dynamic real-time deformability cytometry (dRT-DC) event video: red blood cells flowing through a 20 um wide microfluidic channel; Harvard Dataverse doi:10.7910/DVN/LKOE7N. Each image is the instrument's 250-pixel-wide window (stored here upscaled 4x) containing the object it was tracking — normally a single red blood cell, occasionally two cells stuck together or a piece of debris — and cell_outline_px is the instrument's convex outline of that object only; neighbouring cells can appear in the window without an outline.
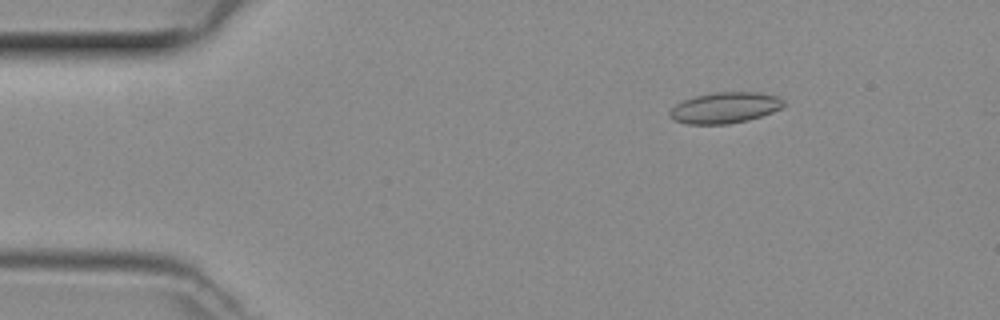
{"species": "common noctule bat (a hibernating species)", "species_latin": "Nyctalus noctula", "temperature_condition": "room temperature", "stored_images_in_passage": 45, "camera_frame_rate_fps": 3000, "um_per_image_px": 0.085, "animal": {"sex": "female", "body_mass_g": 29.2, "forearm_length_mm": 56.3}, "frame": {"image": 1, "passage_image": 7, "time_ms": 2.0, "image_size_px": [1000, 320], "cell_outline_px": [[784, 104], [780, 108], [772, 112], [748, 120], [728, 124], [688, 124], [672, 120], [668, 116], [668, 112], [676, 104], [684, 100], [696, 96], [716, 92], [760, 92], [780, 96], [784, 100]], "centroid_in_image_um": [61.61, 9.16], "position_along_channel_um": 23.4, "area_um2": 20.63}}
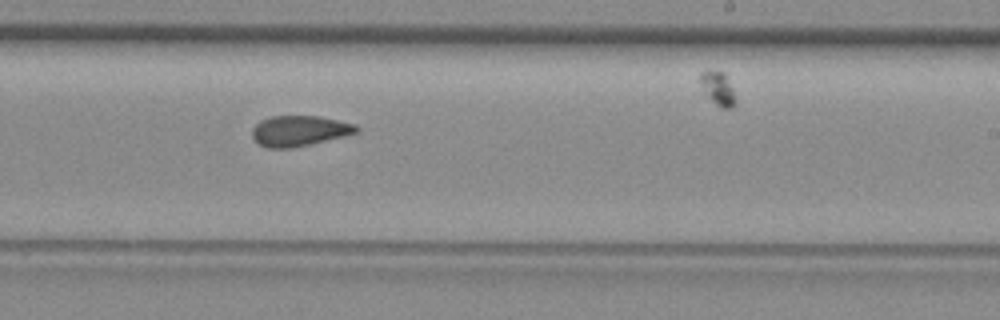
{"frame": {"image": 2, "passage_image": 29, "time_ms": 9.333, "image_size_px": [1000, 320], "cell_outline_px": [[360, 132], [344, 136], [292, 148], [268, 148], [260, 144], [252, 136], [252, 128], [260, 120], [272, 116], [320, 116], [356, 124], [360, 128]], "centroid_in_image_um": [25.47, 11.11], "position_along_channel_um": 263.5, "area_um2": 18.55}}
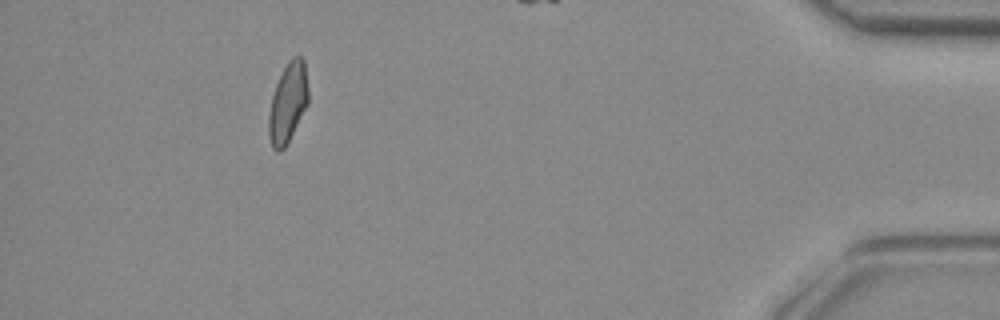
{"frame": {"image": 3, "passage_image": 44, "time_ms": 14.333, "image_size_px": [1000, 320], "cell_outline_px": [[308, 104], [284, 148], [280, 152], [276, 152], [272, 148], [268, 132], [268, 116], [272, 96], [276, 84], [288, 60], [292, 56], [300, 56], [304, 60], [308, 88]], "centroid_in_image_um": [24.46, 8.74], "position_along_channel_um": 410.7, "area_um2": 18.32}}